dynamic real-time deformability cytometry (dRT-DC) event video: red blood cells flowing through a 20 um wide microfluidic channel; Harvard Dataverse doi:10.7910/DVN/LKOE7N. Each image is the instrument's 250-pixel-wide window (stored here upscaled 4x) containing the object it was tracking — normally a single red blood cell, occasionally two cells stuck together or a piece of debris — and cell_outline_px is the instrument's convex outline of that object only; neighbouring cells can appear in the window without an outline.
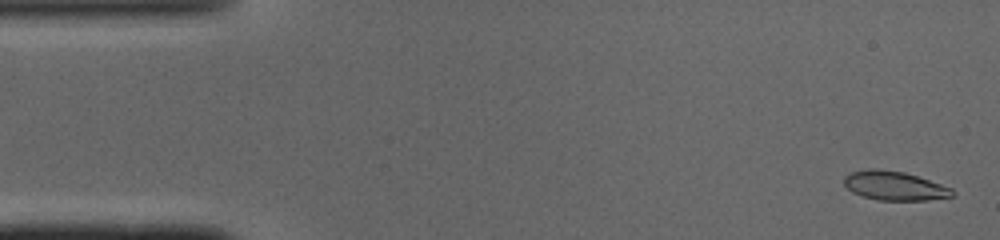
{"species": "common noctule bat (a hibernating species)", "species_latin": "Nyctalus noctula", "temperature_condition": "cold", "stored_images_in_passage": 49, "camera_frame_rate_fps": 3000, "um_per_image_px": 0.085, "animal": {"sex": "male", "body_mass_g": 19.0, "forearm_length_mm": 50.8}, "frame": {"image": 1, "passage_image": 2, "time_ms": 0.333, "image_size_px": [1000, 240], "cell_outline_px": [[956, 192], [952, 196], [928, 200], [880, 200], [864, 196], [852, 192], [844, 184], [844, 176], [852, 172], [868, 168], [876, 168], [904, 172], [952, 188]], "centroid_in_image_um": [76.02, 15.78], "position_along_channel_um": 9.0, "area_um2": 18.15}}
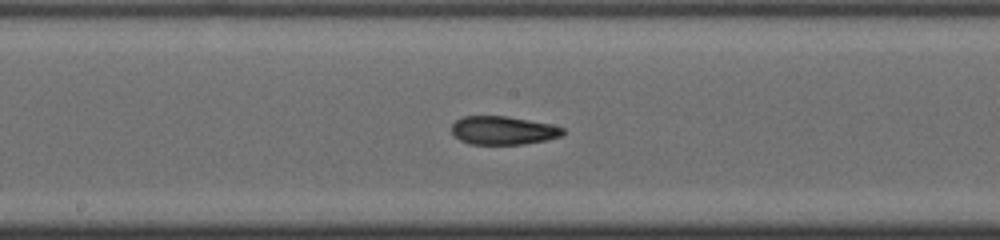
{"frame": {"image": 2, "passage_image": 25, "time_ms": 8.0, "image_size_px": [1000, 240], "cell_outline_px": [[564, 132], [560, 136], [544, 140], [524, 144], [472, 144], [460, 140], [452, 132], [452, 124], [460, 116], [504, 116], [552, 124], [564, 128]], "centroid_in_image_um": [42.74, 11.08], "position_along_channel_um": 205.5, "area_um2": 18.26}}
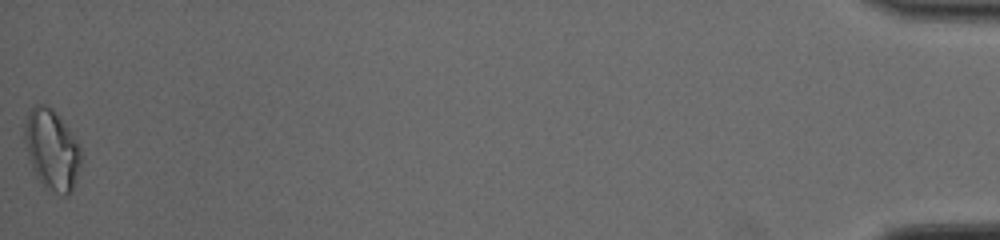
{"frame": {"image": 3, "passage_image": 49, "time_ms": 16.0, "image_size_px": [1000, 240], "cell_outline_px": [[80, 164], [72, 188], [68, 196], [64, 196], [44, 188], [36, 176], [24, 140], [24, 120], [28, 112], [36, 104], [44, 104], [52, 108], [76, 140], [80, 148]], "centroid_in_image_um": [4.38, 12.72], "position_along_channel_um": 430.8, "area_um2": 25.95}, "authors_computed_cell_mechanics": {"area_um2": 18.9584, "velocity_mm_per_s": 4.1055, "shape_relaxation_time_tau1_ms": null, "shape_relaxation_time_tau2_ms": 2.4778, "deformation_change_tau1": null, "deformation_change_tau2": 0.0975}}